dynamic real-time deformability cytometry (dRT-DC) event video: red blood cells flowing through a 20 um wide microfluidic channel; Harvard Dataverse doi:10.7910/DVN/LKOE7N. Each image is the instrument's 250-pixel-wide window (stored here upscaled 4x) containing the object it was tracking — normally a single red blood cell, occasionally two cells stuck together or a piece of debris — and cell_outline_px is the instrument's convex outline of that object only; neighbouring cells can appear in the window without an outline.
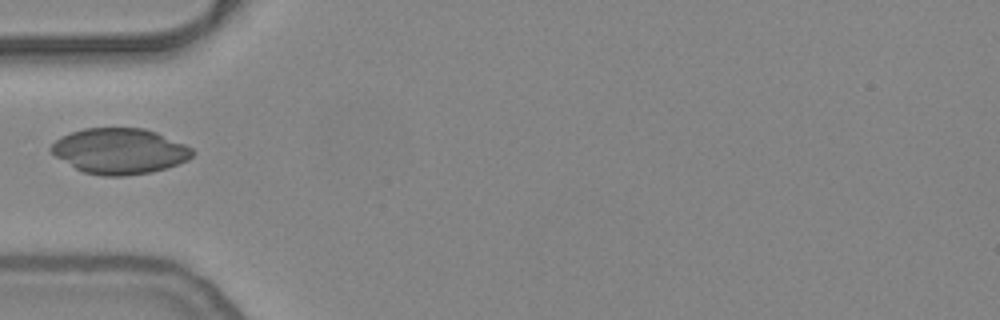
{"species": "common noctule bat (a hibernating species)", "species_latin": "Nyctalus noctula", "temperature_condition": "warm", "stored_images_in_passage": 33, "camera_frame_rate_fps": 3000, "um_per_image_px": 0.085, "animal": {"sex": "female", "body_mass_g": 24.6, "forearm_length_mm": 56.2}, "frame": {"image": 1, "passage_image": 1, "time_ms": 0.0, "image_size_px": [1000, 320], "cell_outline_px": [[196, 152], [188, 160], [152, 172], [124, 176], [104, 176], [84, 172], [76, 168], [56, 156], [48, 148], [60, 136], [84, 128], [144, 128], [156, 132], [184, 144], [192, 148]], "centroid_in_image_um": [10.17, 12.84], "position_along_channel_um": 74.8, "area_um2": 37.34}}
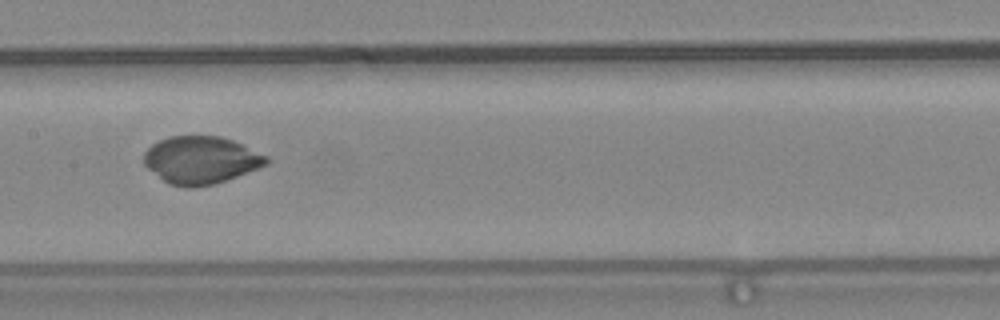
{"frame": {"image": 2, "passage_image": 10, "time_ms": 3.0, "image_size_px": [1000, 320], "cell_outline_px": [[268, 164], [216, 184], [192, 188], [184, 188], [168, 184], [148, 168], [144, 164], [144, 152], [152, 144], [168, 136], [220, 136], [232, 140], [268, 156]], "centroid_in_image_um": [17.06, 13.61], "position_along_channel_um": 190.3, "area_um2": 33.93}}
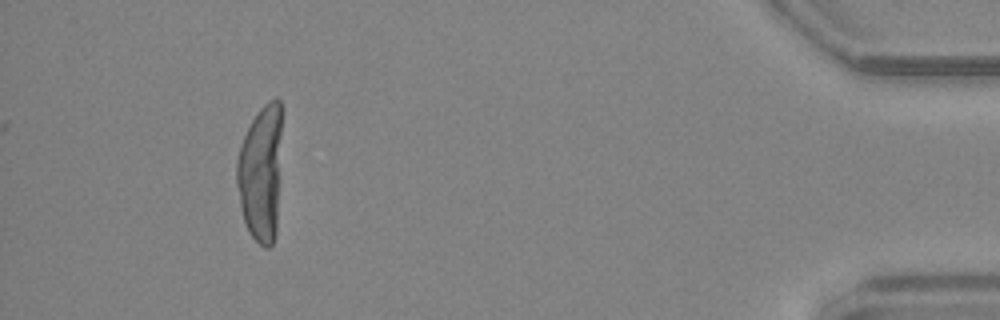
{"frame": {"image": 3, "passage_image": 33, "time_ms": 10.667, "image_size_px": [1000, 320], "cell_outline_px": [[284, 112], [276, 236], [272, 244], [268, 248], [264, 248], [248, 232], [244, 220], [240, 204], [236, 184], [236, 160], [240, 144], [252, 120], [260, 108], [268, 100], [276, 96], [280, 100], [284, 108]], "centroid_in_image_um": [22.22, 14.61], "position_along_channel_um": 413.0, "area_um2": 37.34}}